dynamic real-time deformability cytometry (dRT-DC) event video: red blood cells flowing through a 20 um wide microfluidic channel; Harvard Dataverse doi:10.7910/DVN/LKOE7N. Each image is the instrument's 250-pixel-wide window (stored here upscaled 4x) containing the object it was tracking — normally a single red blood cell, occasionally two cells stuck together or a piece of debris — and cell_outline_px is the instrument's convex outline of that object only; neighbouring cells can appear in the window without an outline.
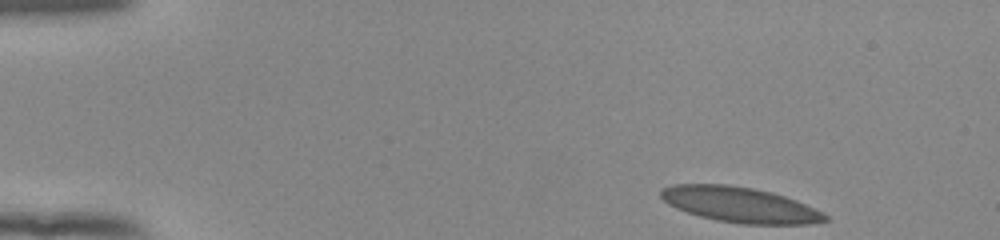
{"species": "human", "species_latin": "Homo sapiens", "temperature_condition": "room temperature", "stored_images_in_passage": 48, "camera_frame_rate_fps": 3000, "um_per_image_px": 0.085, "donor": {"sex": "female"}, "frame": {"image": 1, "passage_image": 1, "time_ms": 0.0, "image_size_px": [1000, 240], "cell_outline_px": [[828, 220], [808, 224], [744, 224], [716, 220], [700, 216], [676, 208], [668, 204], [660, 196], [660, 192], [664, 188], [672, 184], [728, 184], [752, 188], [772, 192], [796, 200], [824, 212], [828, 216]], "centroid_in_image_um": [62.9, 17.4], "position_along_channel_um": 22.1, "area_um2": 33.76}}
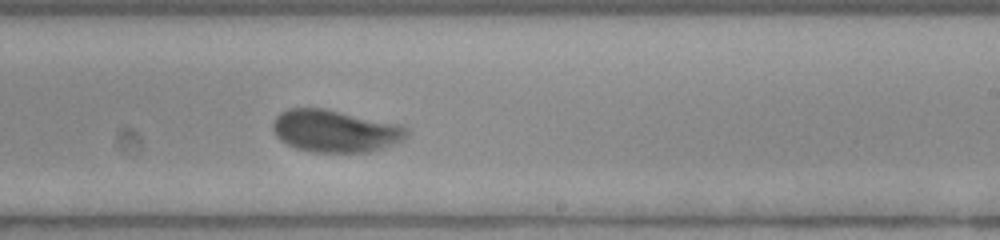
{"frame": {"image": 2, "passage_image": 28, "time_ms": 9.0, "image_size_px": [1000, 240], "cell_outline_px": [[408, 136], [404, 140], [396, 144], [372, 152], [312, 152], [296, 148], [280, 140], [276, 136], [272, 128], [272, 124], [276, 116], [280, 112], [288, 108], [324, 108], [400, 124], [408, 128]], "centroid_in_image_um": [28.51, 11.14], "position_along_channel_um": 260.5, "area_um2": 33.35}}
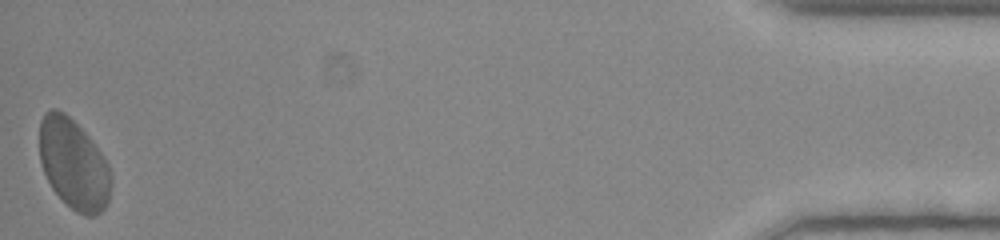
{"frame": {"image": 3, "passage_image": 48, "time_ms": 15.667, "image_size_px": [1000, 240], "cell_outline_px": [[112, 184], [108, 200], [104, 208], [100, 212], [92, 216], [84, 216], [76, 212], [52, 188], [44, 172], [40, 160], [40, 120], [44, 112], [52, 108], [56, 108], [64, 112], [88, 136], [100, 152], [108, 164], [112, 176]], "centroid_in_image_um": [6.26, 13.95], "position_along_channel_um": 428.9, "area_um2": 37.4}, "authors_computed_cell_mechanics": {"area_um2": 33.9575, "velocity_mm_per_s": 3.813, "shape_relaxation_time_tau1_ms": 2.5524, "shape_relaxation_time_tau2_ms": null, "deformation_change_tau1": 0.1242, "deformation_change_tau2": null}}